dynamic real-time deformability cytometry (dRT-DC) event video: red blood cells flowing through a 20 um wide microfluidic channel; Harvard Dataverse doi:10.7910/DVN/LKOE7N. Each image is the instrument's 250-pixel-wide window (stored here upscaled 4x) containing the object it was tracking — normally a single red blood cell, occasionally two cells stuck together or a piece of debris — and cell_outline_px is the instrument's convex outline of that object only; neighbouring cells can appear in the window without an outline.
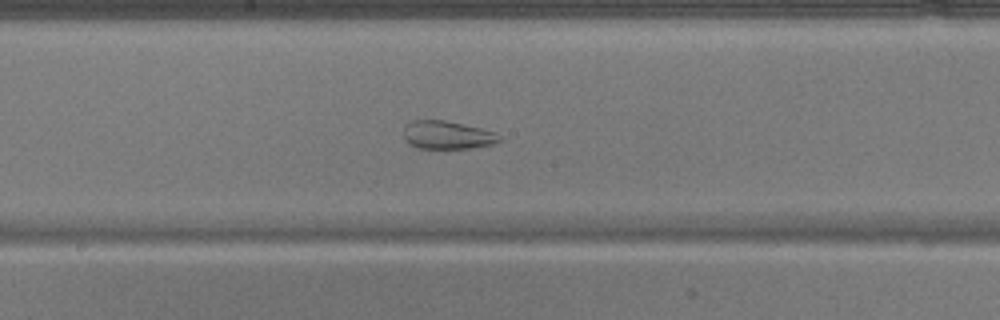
{"species": "common noctule bat (a hibernating species)", "species_latin": "Nyctalus noctula", "temperature_condition": "warm", "stored_images_in_passage": 51, "segment_of_instrument_passage": [2, 2], "camera_frame_rate_fps": 3000, "um_per_image_px": 0.085, "animal": {"sex": "male", "body_mass_g": 17.9}, "frame": {"image": 1, "passage_image": 28, "time_ms": 9.0, "image_size_px": [1000, 320], "cell_outline_px": [[500, 140], [492, 144], [468, 148], [420, 148], [408, 144], [404, 140], [404, 124], [408, 120], [444, 120], [480, 128], [492, 132], [500, 136]], "centroid_in_image_um": [37.92, 11.46], "position_along_channel_um": 210.3, "area_um2": 15.61}}
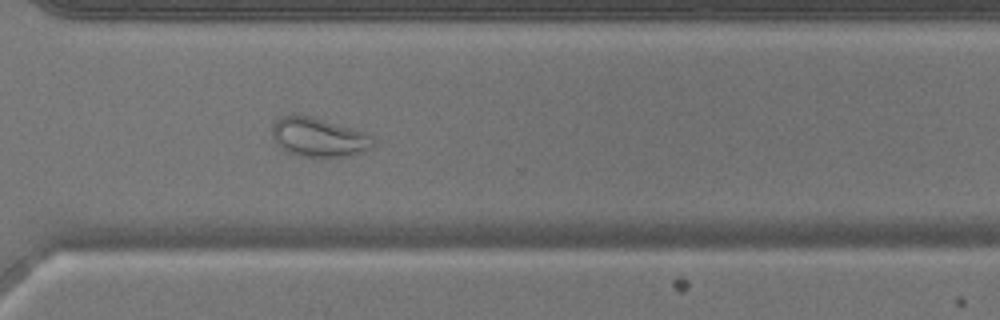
{"frame": {"image": 2, "passage_image": 38, "time_ms": 12.333, "image_size_px": [1000, 320], "cell_outline_px": [[376, 144], [372, 148], [348, 156], [296, 156], [280, 148], [276, 144], [272, 136], [272, 124], [280, 116], [312, 116], [352, 128], [372, 136]], "centroid_in_image_um": [27.07, 11.67], "position_along_channel_um": 343.5, "area_um2": 22.89}}
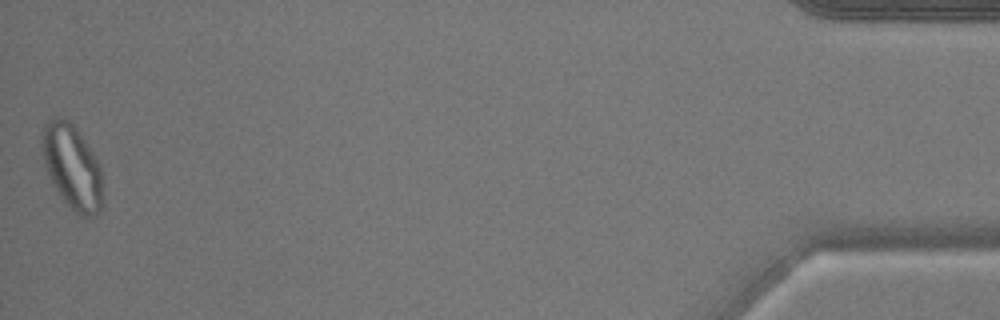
{"frame": {"image": 3, "passage_image": 51, "time_ms": 16.667, "image_size_px": [1000, 320], "cell_outline_px": [[100, 212], [92, 216], [80, 216], [64, 200], [48, 176], [44, 164], [40, 144], [44, 124], [48, 120], [56, 116], [60, 116], [68, 120], [72, 124], [84, 140], [100, 164]], "centroid_in_image_um": [6.07, 14.13], "position_along_channel_um": 429.1, "area_um2": 29.3}}